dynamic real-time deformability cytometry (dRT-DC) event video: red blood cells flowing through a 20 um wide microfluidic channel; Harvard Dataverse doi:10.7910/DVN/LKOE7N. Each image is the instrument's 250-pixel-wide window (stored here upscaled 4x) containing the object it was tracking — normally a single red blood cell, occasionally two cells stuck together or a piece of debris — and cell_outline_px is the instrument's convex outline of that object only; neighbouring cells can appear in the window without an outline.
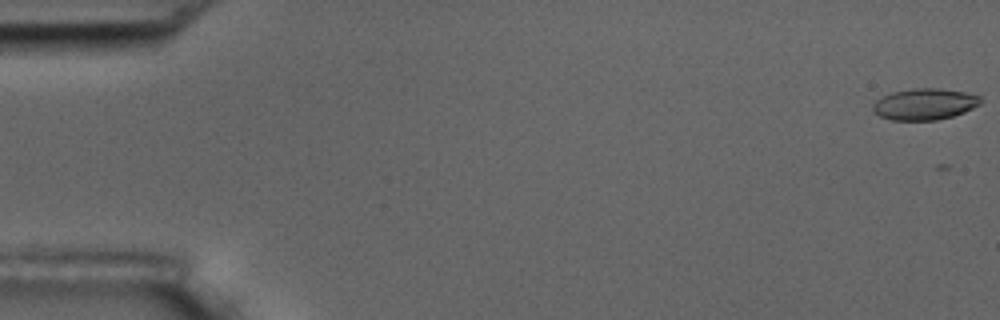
{"species": "common noctule bat (a hibernating species)", "species_latin": "Nyctalus noctula", "temperature_condition": "room temperature", "stored_images_in_passage": 5, "camera_frame_rate_fps": 3000, "um_per_image_px": 0.085, "animal": {"sex": "male", "body_mass_g": 17.5, "forearm_length_mm": 52.3}, "frame": {"image": 1, "passage_image": 1, "time_ms": 0.0, "image_size_px": [1000, 320], "cell_outline_px": [[980, 104], [964, 112], [952, 116], [936, 120], [892, 120], [880, 116], [872, 108], [872, 104], [876, 100], [892, 92], [912, 88], [940, 88], [964, 92], [980, 96]], "centroid_in_image_um": [78.58, 8.84], "position_along_channel_um": 6.4, "area_um2": 19.54}}